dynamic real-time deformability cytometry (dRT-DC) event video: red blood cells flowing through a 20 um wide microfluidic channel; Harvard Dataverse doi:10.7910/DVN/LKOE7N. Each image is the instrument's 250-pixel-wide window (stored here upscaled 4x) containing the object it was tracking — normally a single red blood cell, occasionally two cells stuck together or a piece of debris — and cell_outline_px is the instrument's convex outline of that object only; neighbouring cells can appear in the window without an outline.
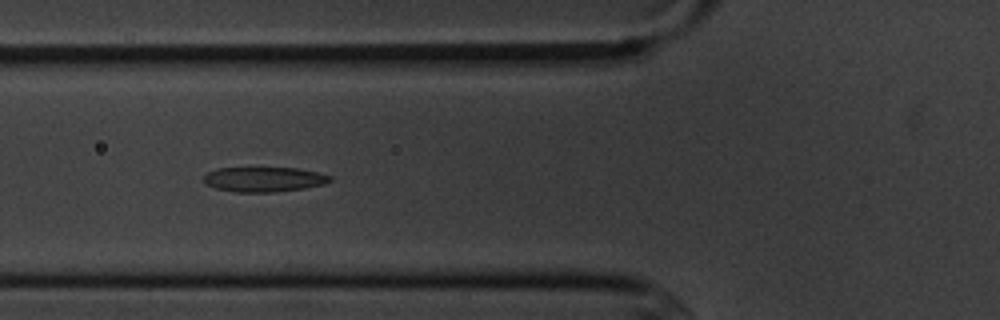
{"species": "common noctule bat (a hibernating species)", "species_latin": "Nyctalus noctula", "temperature_condition": "cold", "stored_images_in_passage": 7, "camera_frame_rate_fps": 3000, "um_per_image_px": 0.085, "animal": {"sex": "male", "body_mass_g": 20.1, "forearm_length_mm": 53.5}, "frame": {"image": 1, "passage_image": 2, "time_ms": 1.0, "image_size_px": [1000, 320], "cell_outline_px": [[332, 180], [324, 184], [304, 188], [272, 192], [236, 192], [216, 188], [204, 184], [204, 176], [208, 172], [216, 168], [300, 168], [332, 176]], "centroid_in_image_um": [22.43, 15.24], "position_along_channel_um": 103.4, "area_um2": 18.26}}
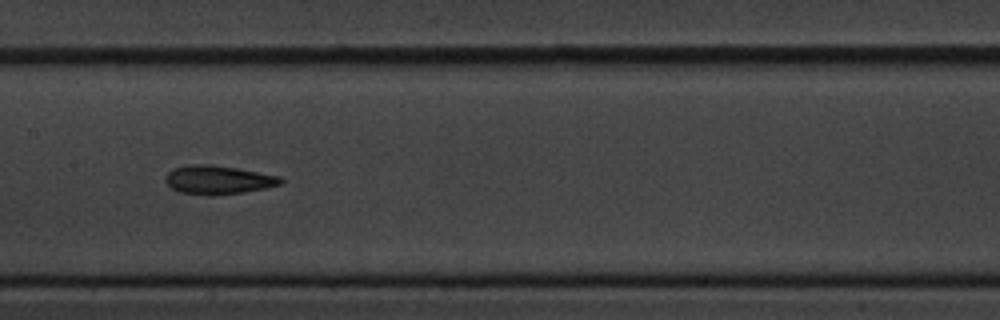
{"frame": {"image": 2, "passage_image": 4, "time_ms": 3.333, "image_size_px": [1000, 320], "cell_outline_px": [[284, 180], [280, 184], [264, 188], [244, 192], [216, 196], [208, 196], [180, 192], [172, 188], [164, 180], [168, 172], [172, 168], [188, 164], [212, 164], [236, 168], [280, 176]], "centroid_in_image_um": [18.51, 15.29], "position_along_channel_um": 188.9, "area_um2": 19.42}}
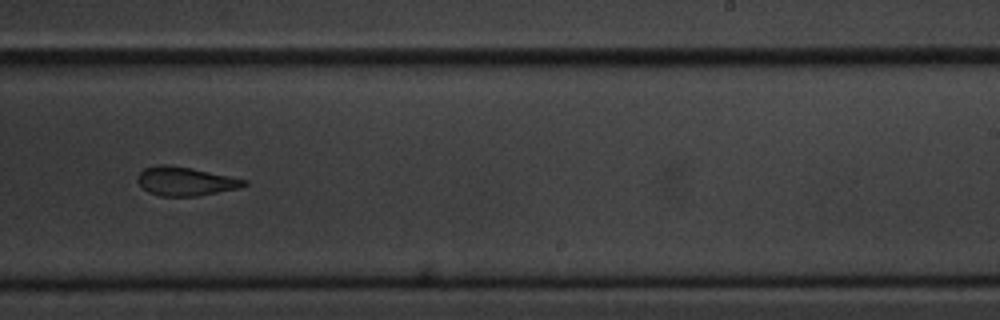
{"frame": {"image": 3, "passage_image": 6, "time_ms": 5.667, "image_size_px": [1000, 320], "cell_outline_px": [[248, 184], [240, 188], [196, 196], [160, 196], [148, 192], [136, 180], [140, 172], [144, 168], [160, 164], [164, 164], [192, 168], [248, 180]], "centroid_in_image_um": [15.77, 15.41], "position_along_channel_um": 273.2, "area_um2": 17.8}}